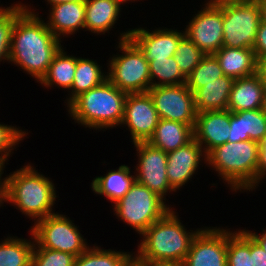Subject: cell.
<instances>
[{"label": "cell", "instance_id": "6da1fadb", "mask_svg": "<svg viewBox=\"0 0 266 266\" xmlns=\"http://www.w3.org/2000/svg\"><path fill=\"white\" fill-rule=\"evenodd\" d=\"M17 14L11 32L9 63L16 65L38 83L63 45L47 27L39 11L30 5Z\"/></svg>", "mask_w": 266, "mask_h": 266}, {"label": "cell", "instance_id": "7a4b0ae2", "mask_svg": "<svg viewBox=\"0 0 266 266\" xmlns=\"http://www.w3.org/2000/svg\"><path fill=\"white\" fill-rule=\"evenodd\" d=\"M172 207L140 236L134 262L140 265H182L202 228L187 230Z\"/></svg>", "mask_w": 266, "mask_h": 266}, {"label": "cell", "instance_id": "3957f363", "mask_svg": "<svg viewBox=\"0 0 266 266\" xmlns=\"http://www.w3.org/2000/svg\"><path fill=\"white\" fill-rule=\"evenodd\" d=\"M28 163L6 176V203L34 221L54 214L56 187L50 177Z\"/></svg>", "mask_w": 266, "mask_h": 266}, {"label": "cell", "instance_id": "277c9868", "mask_svg": "<svg viewBox=\"0 0 266 266\" xmlns=\"http://www.w3.org/2000/svg\"><path fill=\"white\" fill-rule=\"evenodd\" d=\"M259 148L260 143L253 140L226 142L206 154V165L232 192H253L257 188Z\"/></svg>", "mask_w": 266, "mask_h": 266}, {"label": "cell", "instance_id": "5b68a950", "mask_svg": "<svg viewBox=\"0 0 266 266\" xmlns=\"http://www.w3.org/2000/svg\"><path fill=\"white\" fill-rule=\"evenodd\" d=\"M127 93L108 79L102 84L83 92L66 107L68 116L80 126L96 131L120 127L124 115Z\"/></svg>", "mask_w": 266, "mask_h": 266}, {"label": "cell", "instance_id": "8992f818", "mask_svg": "<svg viewBox=\"0 0 266 266\" xmlns=\"http://www.w3.org/2000/svg\"><path fill=\"white\" fill-rule=\"evenodd\" d=\"M130 32L128 29L118 36L116 50L122 54L110 56L107 79L127 94L146 93L151 88L149 64L142 51L129 39Z\"/></svg>", "mask_w": 266, "mask_h": 266}, {"label": "cell", "instance_id": "52a82bcc", "mask_svg": "<svg viewBox=\"0 0 266 266\" xmlns=\"http://www.w3.org/2000/svg\"><path fill=\"white\" fill-rule=\"evenodd\" d=\"M113 206L116 217L132 227L140 236L172 207L148 187L137 181Z\"/></svg>", "mask_w": 266, "mask_h": 266}, {"label": "cell", "instance_id": "ba28073f", "mask_svg": "<svg viewBox=\"0 0 266 266\" xmlns=\"http://www.w3.org/2000/svg\"><path fill=\"white\" fill-rule=\"evenodd\" d=\"M73 222L68 216L58 212L37 220L30 227L35 241L33 248L62 251L77 258L90 246Z\"/></svg>", "mask_w": 266, "mask_h": 266}, {"label": "cell", "instance_id": "9c48e42d", "mask_svg": "<svg viewBox=\"0 0 266 266\" xmlns=\"http://www.w3.org/2000/svg\"><path fill=\"white\" fill-rule=\"evenodd\" d=\"M223 46L230 48H254L261 23L258 2L222 5Z\"/></svg>", "mask_w": 266, "mask_h": 266}, {"label": "cell", "instance_id": "30bf717a", "mask_svg": "<svg viewBox=\"0 0 266 266\" xmlns=\"http://www.w3.org/2000/svg\"><path fill=\"white\" fill-rule=\"evenodd\" d=\"M148 93L159 118L195 125L197 111L194 93L186 84L151 87Z\"/></svg>", "mask_w": 266, "mask_h": 266}, {"label": "cell", "instance_id": "8fae6325", "mask_svg": "<svg viewBox=\"0 0 266 266\" xmlns=\"http://www.w3.org/2000/svg\"><path fill=\"white\" fill-rule=\"evenodd\" d=\"M136 149L137 164L134 171L136 181L152 192L156 193L166 202V195L176 192L167 178V153L152 146L149 142L133 144Z\"/></svg>", "mask_w": 266, "mask_h": 266}, {"label": "cell", "instance_id": "7c38bea8", "mask_svg": "<svg viewBox=\"0 0 266 266\" xmlns=\"http://www.w3.org/2000/svg\"><path fill=\"white\" fill-rule=\"evenodd\" d=\"M189 20L185 35L205 54H214L223 47L222 6L208 2Z\"/></svg>", "mask_w": 266, "mask_h": 266}, {"label": "cell", "instance_id": "4fadbf2b", "mask_svg": "<svg viewBox=\"0 0 266 266\" xmlns=\"http://www.w3.org/2000/svg\"><path fill=\"white\" fill-rule=\"evenodd\" d=\"M159 119L148 92L127 94L120 126L127 127L126 130L130 132L132 144L148 142L154 134Z\"/></svg>", "mask_w": 266, "mask_h": 266}, {"label": "cell", "instance_id": "5bb4252c", "mask_svg": "<svg viewBox=\"0 0 266 266\" xmlns=\"http://www.w3.org/2000/svg\"><path fill=\"white\" fill-rule=\"evenodd\" d=\"M182 266H227V227H202Z\"/></svg>", "mask_w": 266, "mask_h": 266}, {"label": "cell", "instance_id": "9a60e30c", "mask_svg": "<svg viewBox=\"0 0 266 266\" xmlns=\"http://www.w3.org/2000/svg\"><path fill=\"white\" fill-rule=\"evenodd\" d=\"M146 28L131 29L129 39L142 51L147 62L172 57L185 35L184 31L174 28L159 27L152 31Z\"/></svg>", "mask_w": 266, "mask_h": 266}, {"label": "cell", "instance_id": "2e32d148", "mask_svg": "<svg viewBox=\"0 0 266 266\" xmlns=\"http://www.w3.org/2000/svg\"><path fill=\"white\" fill-rule=\"evenodd\" d=\"M203 160L206 164V153L195 139L183 147L168 152L166 174L170 186L175 191L184 187L189 180L191 181L193 175L197 174Z\"/></svg>", "mask_w": 266, "mask_h": 266}, {"label": "cell", "instance_id": "e0dca14e", "mask_svg": "<svg viewBox=\"0 0 266 266\" xmlns=\"http://www.w3.org/2000/svg\"><path fill=\"white\" fill-rule=\"evenodd\" d=\"M230 111H205L197 113L193 128L194 139L207 154L216 146L228 142L230 135Z\"/></svg>", "mask_w": 266, "mask_h": 266}, {"label": "cell", "instance_id": "ac0fdd59", "mask_svg": "<svg viewBox=\"0 0 266 266\" xmlns=\"http://www.w3.org/2000/svg\"><path fill=\"white\" fill-rule=\"evenodd\" d=\"M85 1H69L50 6L47 27L59 39L85 30ZM63 36V37H62Z\"/></svg>", "mask_w": 266, "mask_h": 266}, {"label": "cell", "instance_id": "d6986e66", "mask_svg": "<svg viewBox=\"0 0 266 266\" xmlns=\"http://www.w3.org/2000/svg\"><path fill=\"white\" fill-rule=\"evenodd\" d=\"M265 84L258 73L234 79L227 110L241 112L262 109Z\"/></svg>", "mask_w": 266, "mask_h": 266}, {"label": "cell", "instance_id": "ffe728a7", "mask_svg": "<svg viewBox=\"0 0 266 266\" xmlns=\"http://www.w3.org/2000/svg\"><path fill=\"white\" fill-rule=\"evenodd\" d=\"M228 142L253 140L261 143L266 137V114L262 109L230 111Z\"/></svg>", "mask_w": 266, "mask_h": 266}, {"label": "cell", "instance_id": "44dd1931", "mask_svg": "<svg viewBox=\"0 0 266 266\" xmlns=\"http://www.w3.org/2000/svg\"><path fill=\"white\" fill-rule=\"evenodd\" d=\"M119 0H85V31L96 35L110 33L121 15Z\"/></svg>", "mask_w": 266, "mask_h": 266}, {"label": "cell", "instance_id": "7402d4cb", "mask_svg": "<svg viewBox=\"0 0 266 266\" xmlns=\"http://www.w3.org/2000/svg\"><path fill=\"white\" fill-rule=\"evenodd\" d=\"M214 55L223 74L233 79L248 77L257 73L258 60L253 49L223 46Z\"/></svg>", "mask_w": 266, "mask_h": 266}, {"label": "cell", "instance_id": "603a6c76", "mask_svg": "<svg viewBox=\"0 0 266 266\" xmlns=\"http://www.w3.org/2000/svg\"><path fill=\"white\" fill-rule=\"evenodd\" d=\"M135 181V174L132 175L130 167L123 164L118 169H111L104 176H96L92 180L91 190L115 204L125 196Z\"/></svg>", "mask_w": 266, "mask_h": 266}, {"label": "cell", "instance_id": "cb8c5ba5", "mask_svg": "<svg viewBox=\"0 0 266 266\" xmlns=\"http://www.w3.org/2000/svg\"><path fill=\"white\" fill-rule=\"evenodd\" d=\"M194 126L160 118L148 142L164 152L176 150L194 139Z\"/></svg>", "mask_w": 266, "mask_h": 266}, {"label": "cell", "instance_id": "d4e9b609", "mask_svg": "<svg viewBox=\"0 0 266 266\" xmlns=\"http://www.w3.org/2000/svg\"><path fill=\"white\" fill-rule=\"evenodd\" d=\"M234 79L223 75L194 93L197 113L205 111L227 110Z\"/></svg>", "mask_w": 266, "mask_h": 266}, {"label": "cell", "instance_id": "484cf974", "mask_svg": "<svg viewBox=\"0 0 266 266\" xmlns=\"http://www.w3.org/2000/svg\"><path fill=\"white\" fill-rule=\"evenodd\" d=\"M61 48L54 56L46 74L38 82L44 88H53L54 85L62 90L69 91L74 80L75 69L77 66V57L67 55V52Z\"/></svg>", "mask_w": 266, "mask_h": 266}, {"label": "cell", "instance_id": "4316f807", "mask_svg": "<svg viewBox=\"0 0 266 266\" xmlns=\"http://www.w3.org/2000/svg\"><path fill=\"white\" fill-rule=\"evenodd\" d=\"M101 67L93 59L77 57L72 87L64 102L66 105L81 93L89 91L107 80V72H104Z\"/></svg>", "mask_w": 266, "mask_h": 266}, {"label": "cell", "instance_id": "83f0119b", "mask_svg": "<svg viewBox=\"0 0 266 266\" xmlns=\"http://www.w3.org/2000/svg\"><path fill=\"white\" fill-rule=\"evenodd\" d=\"M30 239L7 236L0 241V266H31L34 237Z\"/></svg>", "mask_w": 266, "mask_h": 266}, {"label": "cell", "instance_id": "f1b7e54d", "mask_svg": "<svg viewBox=\"0 0 266 266\" xmlns=\"http://www.w3.org/2000/svg\"><path fill=\"white\" fill-rule=\"evenodd\" d=\"M134 252L103 249L101 246L90 247L74 262V266H131Z\"/></svg>", "mask_w": 266, "mask_h": 266}, {"label": "cell", "instance_id": "f546056e", "mask_svg": "<svg viewBox=\"0 0 266 266\" xmlns=\"http://www.w3.org/2000/svg\"><path fill=\"white\" fill-rule=\"evenodd\" d=\"M227 266H252L250 234L246 229L227 228Z\"/></svg>", "mask_w": 266, "mask_h": 266}, {"label": "cell", "instance_id": "4dcf8cb0", "mask_svg": "<svg viewBox=\"0 0 266 266\" xmlns=\"http://www.w3.org/2000/svg\"><path fill=\"white\" fill-rule=\"evenodd\" d=\"M148 64L151 87L186 84V77L180 71L173 56L155 59Z\"/></svg>", "mask_w": 266, "mask_h": 266}, {"label": "cell", "instance_id": "1f68e13d", "mask_svg": "<svg viewBox=\"0 0 266 266\" xmlns=\"http://www.w3.org/2000/svg\"><path fill=\"white\" fill-rule=\"evenodd\" d=\"M222 68L214 54H206L186 77V86L195 93L199 88L223 76Z\"/></svg>", "mask_w": 266, "mask_h": 266}, {"label": "cell", "instance_id": "d6a6232c", "mask_svg": "<svg viewBox=\"0 0 266 266\" xmlns=\"http://www.w3.org/2000/svg\"><path fill=\"white\" fill-rule=\"evenodd\" d=\"M0 6V62H8L10 55L11 32L17 14L24 8L23 3L11 4L7 7ZM5 61V62H4Z\"/></svg>", "mask_w": 266, "mask_h": 266}, {"label": "cell", "instance_id": "836d02e7", "mask_svg": "<svg viewBox=\"0 0 266 266\" xmlns=\"http://www.w3.org/2000/svg\"><path fill=\"white\" fill-rule=\"evenodd\" d=\"M206 54L199 49L186 35H184L173 55L180 71L187 77L193 69L202 61Z\"/></svg>", "mask_w": 266, "mask_h": 266}, {"label": "cell", "instance_id": "e575fe53", "mask_svg": "<svg viewBox=\"0 0 266 266\" xmlns=\"http://www.w3.org/2000/svg\"><path fill=\"white\" fill-rule=\"evenodd\" d=\"M26 132L20 127L0 123V166L8 164V158L14 152L13 150L19 147L18 144L28 135Z\"/></svg>", "mask_w": 266, "mask_h": 266}, {"label": "cell", "instance_id": "d590c367", "mask_svg": "<svg viewBox=\"0 0 266 266\" xmlns=\"http://www.w3.org/2000/svg\"><path fill=\"white\" fill-rule=\"evenodd\" d=\"M76 257L70 253L33 248L31 266H74Z\"/></svg>", "mask_w": 266, "mask_h": 266}, {"label": "cell", "instance_id": "8d00e7d4", "mask_svg": "<svg viewBox=\"0 0 266 266\" xmlns=\"http://www.w3.org/2000/svg\"><path fill=\"white\" fill-rule=\"evenodd\" d=\"M253 50L257 60L266 57V23L262 21L257 31Z\"/></svg>", "mask_w": 266, "mask_h": 266}, {"label": "cell", "instance_id": "74e56055", "mask_svg": "<svg viewBox=\"0 0 266 266\" xmlns=\"http://www.w3.org/2000/svg\"><path fill=\"white\" fill-rule=\"evenodd\" d=\"M250 255L252 256V266H266V252L251 235Z\"/></svg>", "mask_w": 266, "mask_h": 266}, {"label": "cell", "instance_id": "f35d334b", "mask_svg": "<svg viewBox=\"0 0 266 266\" xmlns=\"http://www.w3.org/2000/svg\"><path fill=\"white\" fill-rule=\"evenodd\" d=\"M263 179H266V137L260 143L259 148V163L257 167V188L260 182L262 183Z\"/></svg>", "mask_w": 266, "mask_h": 266}, {"label": "cell", "instance_id": "ab89813d", "mask_svg": "<svg viewBox=\"0 0 266 266\" xmlns=\"http://www.w3.org/2000/svg\"><path fill=\"white\" fill-rule=\"evenodd\" d=\"M4 169L5 166H0V207L3 206L4 202L6 203V177H2Z\"/></svg>", "mask_w": 266, "mask_h": 266}, {"label": "cell", "instance_id": "60d3db41", "mask_svg": "<svg viewBox=\"0 0 266 266\" xmlns=\"http://www.w3.org/2000/svg\"><path fill=\"white\" fill-rule=\"evenodd\" d=\"M260 245L261 247L264 249V251L266 252V229H263L260 233L258 234L257 232L255 233V231H251V230H246Z\"/></svg>", "mask_w": 266, "mask_h": 266}, {"label": "cell", "instance_id": "b9f144b4", "mask_svg": "<svg viewBox=\"0 0 266 266\" xmlns=\"http://www.w3.org/2000/svg\"><path fill=\"white\" fill-rule=\"evenodd\" d=\"M257 73L260 75L262 82L266 85V57L258 59Z\"/></svg>", "mask_w": 266, "mask_h": 266}, {"label": "cell", "instance_id": "7bdbcfd3", "mask_svg": "<svg viewBox=\"0 0 266 266\" xmlns=\"http://www.w3.org/2000/svg\"><path fill=\"white\" fill-rule=\"evenodd\" d=\"M255 0H205V2H208L210 4L216 5V6H222V5H228V4H238V3H247L252 2Z\"/></svg>", "mask_w": 266, "mask_h": 266}, {"label": "cell", "instance_id": "ee69618b", "mask_svg": "<svg viewBox=\"0 0 266 266\" xmlns=\"http://www.w3.org/2000/svg\"><path fill=\"white\" fill-rule=\"evenodd\" d=\"M260 7L261 21L266 23V0H256Z\"/></svg>", "mask_w": 266, "mask_h": 266}, {"label": "cell", "instance_id": "f6af8a7d", "mask_svg": "<svg viewBox=\"0 0 266 266\" xmlns=\"http://www.w3.org/2000/svg\"><path fill=\"white\" fill-rule=\"evenodd\" d=\"M69 1H85V0H46L45 2H47V5L53 6L58 3H65Z\"/></svg>", "mask_w": 266, "mask_h": 266}, {"label": "cell", "instance_id": "bcb514c9", "mask_svg": "<svg viewBox=\"0 0 266 266\" xmlns=\"http://www.w3.org/2000/svg\"><path fill=\"white\" fill-rule=\"evenodd\" d=\"M262 111L265 112V114H266V85H265V88H264Z\"/></svg>", "mask_w": 266, "mask_h": 266}, {"label": "cell", "instance_id": "7dc6e473", "mask_svg": "<svg viewBox=\"0 0 266 266\" xmlns=\"http://www.w3.org/2000/svg\"><path fill=\"white\" fill-rule=\"evenodd\" d=\"M123 5L126 4V3H132V2H135V1H139V0H119ZM129 1V2H128ZM142 1V0H141Z\"/></svg>", "mask_w": 266, "mask_h": 266}, {"label": "cell", "instance_id": "c3c4849f", "mask_svg": "<svg viewBox=\"0 0 266 266\" xmlns=\"http://www.w3.org/2000/svg\"><path fill=\"white\" fill-rule=\"evenodd\" d=\"M148 266H182V265H148Z\"/></svg>", "mask_w": 266, "mask_h": 266}, {"label": "cell", "instance_id": "681fc988", "mask_svg": "<svg viewBox=\"0 0 266 266\" xmlns=\"http://www.w3.org/2000/svg\"><path fill=\"white\" fill-rule=\"evenodd\" d=\"M131 266H148V265H140V264H137V263L133 262V263L131 264Z\"/></svg>", "mask_w": 266, "mask_h": 266}]
</instances>
